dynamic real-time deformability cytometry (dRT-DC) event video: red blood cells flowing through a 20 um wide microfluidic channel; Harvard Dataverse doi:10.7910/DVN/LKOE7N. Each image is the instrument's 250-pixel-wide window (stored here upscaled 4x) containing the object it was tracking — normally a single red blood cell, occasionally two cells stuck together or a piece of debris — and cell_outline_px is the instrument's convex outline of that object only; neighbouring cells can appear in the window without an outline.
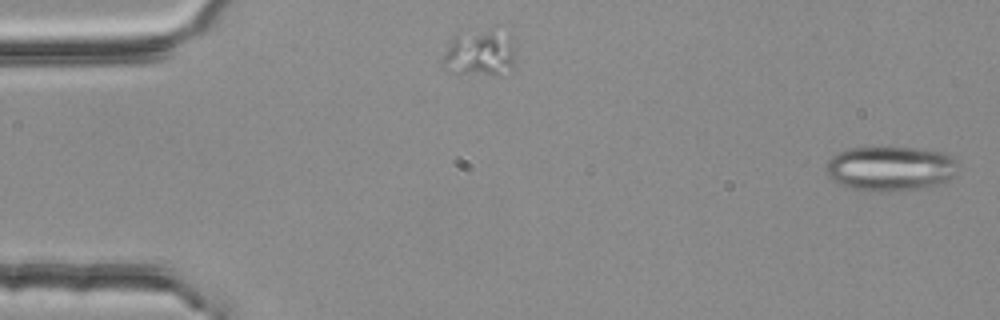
{"species": "common noctule bat (a hibernating species)", "species_latin": "Nyctalus noctula", "temperature_condition": "room temperature", "stored_images_in_passage": 5, "camera_frame_rate_fps": 3000, "um_per_image_px": 0.085, "animal": {"sex": "female", "body_mass_g": 25.1}, "frame": {"image": 1, "passage_image": 1, "time_ms": 0.0, "image_size_px": [1000, 320], "cell_outline_px": [[956, 172], [948, 180], [924, 188], [888, 192], [852, 188], [840, 184], [832, 180], [824, 172], [824, 164], [832, 156], [848, 148], [916, 148], [944, 152], [952, 156], [956, 160]], "centroid_in_image_um": [75.65, 14.32], "position_along_channel_um": 9.3, "area_um2": 34.39}}
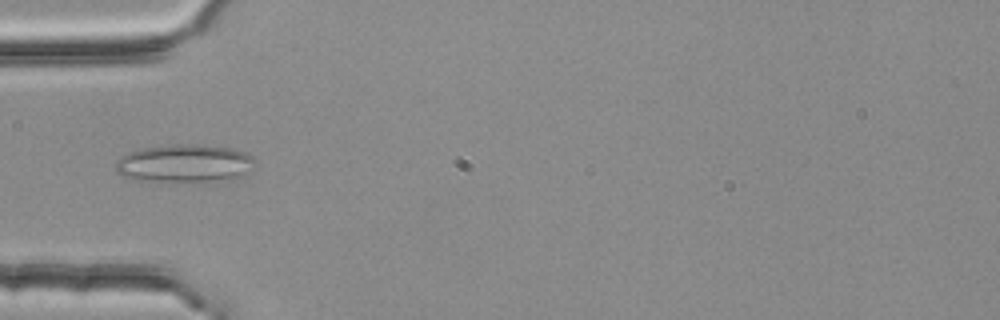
{"frame": {"image": 2, "passage_image": 5, "time_ms": 1.333, "image_size_px": [1000, 320], "cell_outline_px": [[256, 164], [232, 180], [136, 180], [124, 176], [116, 172], [116, 160], [120, 156], [128, 152], [144, 148], [176, 144], [196, 144], [232, 148], [248, 152], [256, 160]], "centroid_in_image_um": [15.69, 13.86], "position_along_channel_um": 69.3, "area_um2": 30.46}}